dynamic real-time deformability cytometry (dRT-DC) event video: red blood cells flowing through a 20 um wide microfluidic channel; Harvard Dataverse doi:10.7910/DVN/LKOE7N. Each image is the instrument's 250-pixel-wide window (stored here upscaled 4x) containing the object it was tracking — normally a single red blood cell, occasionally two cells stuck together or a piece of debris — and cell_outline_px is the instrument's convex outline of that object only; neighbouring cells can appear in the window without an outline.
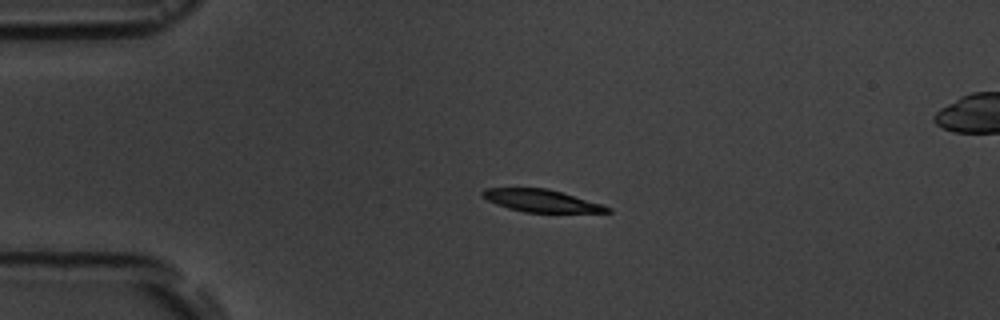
{"species": "common noctule bat (a hibernating species)", "species_latin": "Nyctalus noctula", "temperature_condition": "room temperature", "stored_images_in_passage": 2, "camera_frame_rate_fps": 3000, "um_per_image_px": 0.085, "animal": {"sex": "male", "body_mass_g": 19.5, "forearm_length_mm": 54.6}, "frame": {"image": 1, "passage_image": 1, "time_ms": 0.0, "image_size_px": [1000, 320], "cell_outline_px": [[612, 212], [524, 212], [508, 208], [496, 204], [480, 196], [480, 192], [484, 188], [548, 188], [600, 204], [612, 208]], "centroid_in_image_um": [45.95, 17.05], "position_along_channel_um": 39.1, "area_um2": 16.13}}